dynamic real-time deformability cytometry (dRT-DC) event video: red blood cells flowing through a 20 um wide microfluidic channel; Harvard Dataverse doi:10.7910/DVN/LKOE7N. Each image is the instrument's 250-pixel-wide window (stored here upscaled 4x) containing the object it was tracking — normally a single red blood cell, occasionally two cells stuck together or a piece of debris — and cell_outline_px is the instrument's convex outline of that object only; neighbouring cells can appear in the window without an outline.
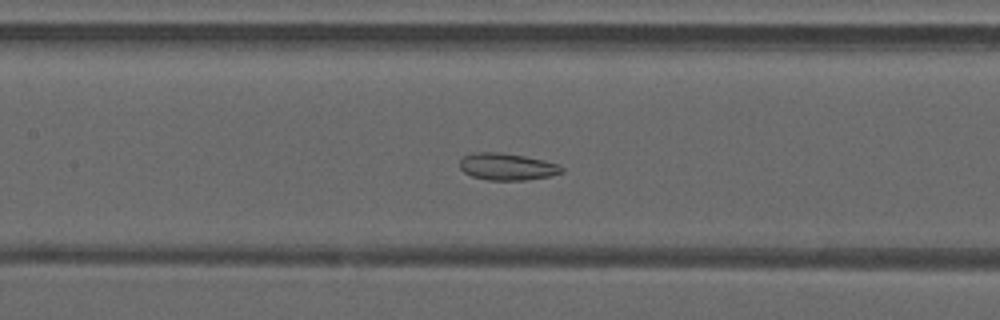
{"species": "common noctule bat (a hibernating species)", "species_latin": "Nyctalus noctula", "temperature_condition": "warm", "stored_images_in_passage": 47, "camera_frame_rate_fps": 3000, "um_per_image_px": 0.085, "animal": {"sex": "male", "forearm_length_mm": 52.5}, "frame": {"image": 1, "passage_image": 21, "time_ms": 6.667, "image_size_px": [1000, 320], "cell_outline_px": [[564, 172], [548, 176], [524, 180], [488, 180], [472, 176], [464, 172], [460, 168], [460, 160], [464, 156], [472, 152], [500, 152], [524, 156], [544, 160], [560, 164], [564, 168]], "centroid_in_image_um": [43.11, 14.16], "position_along_channel_um": 164.3, "area_um2": 16.07}}
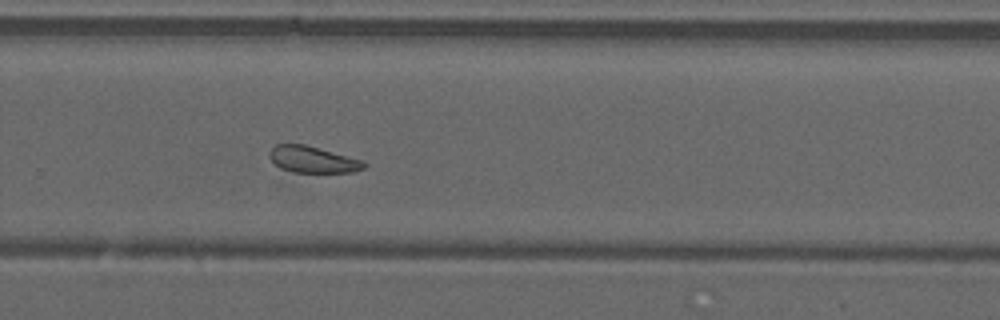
{"frame": {"image": 2, "passage_image": 31, "time_ms": 10.0, "image_size_px": [1000, 320], "cell_outline_px": [[368, 164], [364, 168], [352, 172], [292, 172], [280, 168], [268, 156], [268, 152], [276, 144], [304, 144], [364, 160]], "centroid_in_image_um": [26.6, 13.56], "position_along_channel_um": 303.2, "area_um2": 14.62}}
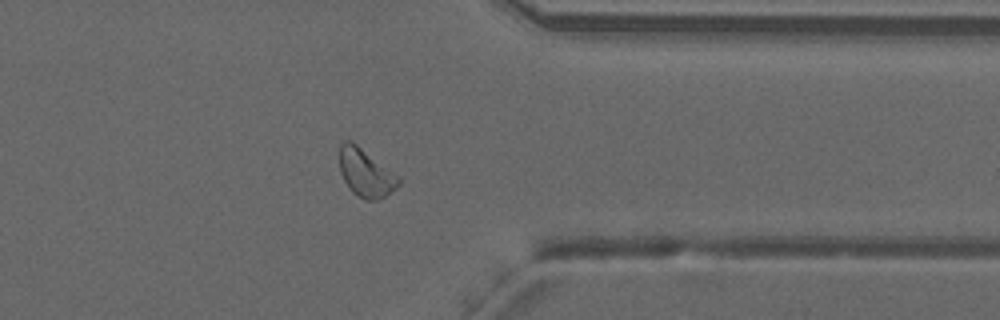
{"frame": {"image": 3, "passage_image": 37, "time_ms": 12.0, "image_size_px": [1000, 320], "cell_outline_px": [[400, 184], [396, 188], [384, 196], [376, 200], [364, 200], [356, 196], [352, 192], [344, 180], [340, 172], [340, 144], [344, 140], [352, 140], [400, 176]], "centroid_in_image_um": [31.09, 14.68], "position_along_channel_um": 380.3, "area_um2": 16.7}, "authors_computed_cell_mechanics": {"area_um2": 17.4556, "velocity_mm_per_s": 4.1839, "shape_relaxation_time_tau1_ms": null, "shape_relaxation_time_tau2_ms": 2.6189, "deformation_change_tau1": null, "deformation_change_tau2": 0.0907}}